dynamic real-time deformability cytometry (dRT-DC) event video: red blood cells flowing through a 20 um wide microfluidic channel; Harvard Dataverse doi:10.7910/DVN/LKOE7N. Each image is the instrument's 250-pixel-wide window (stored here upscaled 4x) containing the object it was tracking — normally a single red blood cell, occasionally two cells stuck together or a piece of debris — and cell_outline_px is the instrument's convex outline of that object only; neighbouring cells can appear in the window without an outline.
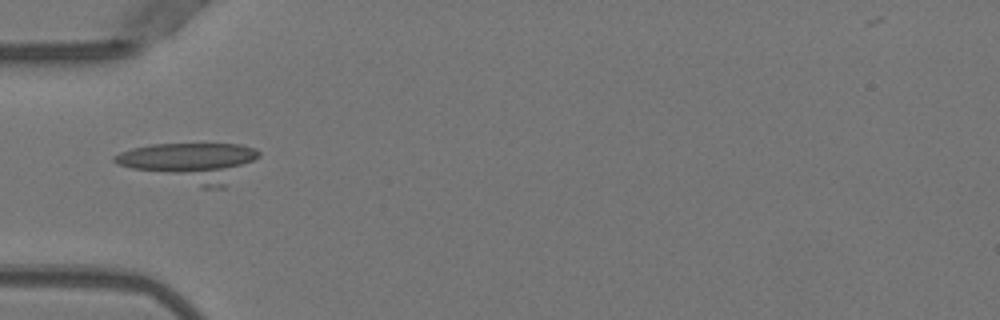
{"species": "Egyptian fruit bat (a non-hibernating species)", "species_latin": "Rousettus aegyptiacus", "temperature_condition": "warm", "stored_images_in_passage": 6, "camera_frame_rate_fps": 3000, "um_per_image_px": 0.085, "animal": {"sex": "female"}, "frame": {"image": 1, "passage_image": 1, "time_ms": 0.0, "image_size_px": [1000, 320], "cell_outline_px": [[260, 156], [224, 188], [204, 188], [116, 164], [112, 160], [112, 156], [120, 152], [132, 148], [152, 144], [240, 144], [256, 148], [260, 152]], "centroid_in_image_um": [16.24, 13.78], "position_along_channel_um": 68.8, "area_um2": 32.71}}
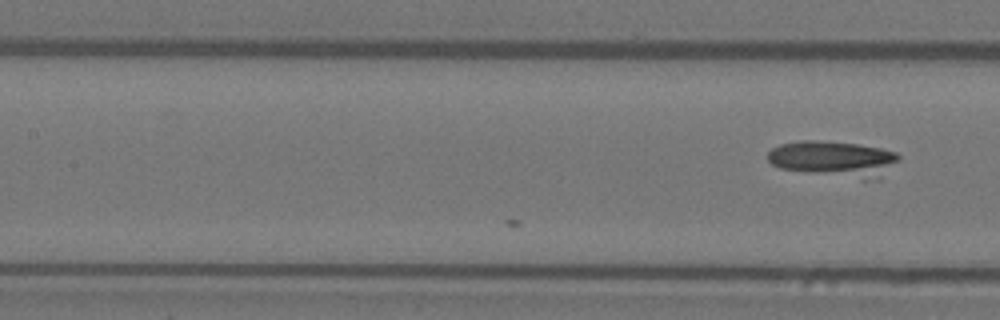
{"frame": {"image": 2, "passage_image": 6, "time_ms": 1.667, "image_size_px": [1000, 320], "cell_outline_px": [[900, 156], [880, 180], [864, 180], [780, 168], [772, 164], [768, 160], [768, 152], [772, 148], [780, 144], [800, 140], [816, 140], [856, 144], [880, 148], [896, 152]], "centroid_in_image_um": [70.87, 13.51], "position_along_channel_um": 136.5, "area_um2": 27.34}}